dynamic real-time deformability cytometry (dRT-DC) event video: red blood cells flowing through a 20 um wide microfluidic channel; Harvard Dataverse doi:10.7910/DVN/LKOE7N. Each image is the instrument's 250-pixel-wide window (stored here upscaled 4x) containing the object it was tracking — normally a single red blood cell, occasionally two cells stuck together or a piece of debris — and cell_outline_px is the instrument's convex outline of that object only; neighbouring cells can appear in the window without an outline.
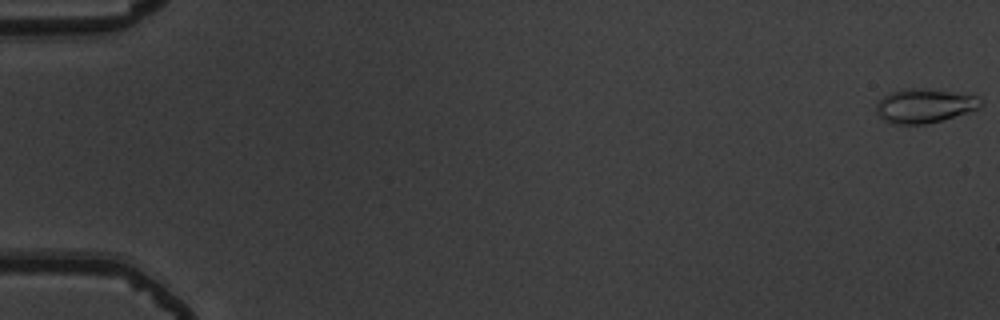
{"species": "common noctule bat (a hibernating species)", "species_latin": "Nyctalus noctula", "temperature_condition": "warm", "stored_images_in_passage": 12, "camera_frame_rate_fps": 3000, "um_per_image_px": 0.085, "animal": {"sex": "male", "body_mass_g": 19.5, "forearm_length_mm": 54.6}, "frame": {"image": 1, "passage_image": 1, "time_ms": 0.0, "image_size_px": [1000, 320], "cell_outline_px": [[984, 104], [980, 108], [940, 120], [924, 124], [892, 124], [884, 120], [876, 112], [876, 104], [884, 96], [900, 88], [920, 88], [980, 96], [984, 100]], "centroid_in_image_um": [78.59, 8.98], "position_along_channel_um": 6.4, "area_um2": 20.69}}